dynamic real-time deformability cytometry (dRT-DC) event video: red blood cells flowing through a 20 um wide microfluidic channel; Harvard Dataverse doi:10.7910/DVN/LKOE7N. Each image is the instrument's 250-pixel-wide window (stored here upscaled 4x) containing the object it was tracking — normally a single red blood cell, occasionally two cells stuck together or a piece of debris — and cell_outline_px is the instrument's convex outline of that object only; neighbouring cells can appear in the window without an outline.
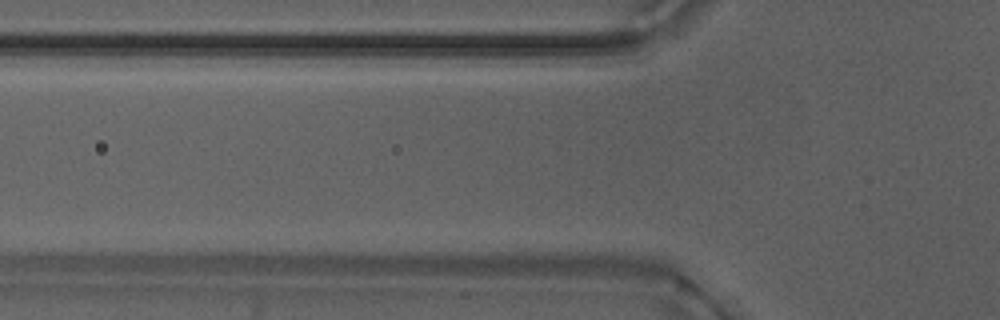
{"species": "Egyptian fruit bat (a non-hibernating species)", "species_latin": "Rousettus aegyptiacus", "temperature_condition": "warm", "stored_images_in_passage": 2, "camera_frame_rate_fps": 3000, "um_per_image_px": 0.085, "animal": {"sex": "male"}, "frame": {"image": 1, "passage_image": 2, "time_ms": 0.333, "image_size_px": [1000, 320], "cell_outline_px": [[664, 256], [648, 268], [508, 264], [500, 260], [516, 252], [640, 252]], "centroid_in_image_um": [49.69, 22.03], "position_along_channel_um": 76.1, "area_um2": 15.09}}